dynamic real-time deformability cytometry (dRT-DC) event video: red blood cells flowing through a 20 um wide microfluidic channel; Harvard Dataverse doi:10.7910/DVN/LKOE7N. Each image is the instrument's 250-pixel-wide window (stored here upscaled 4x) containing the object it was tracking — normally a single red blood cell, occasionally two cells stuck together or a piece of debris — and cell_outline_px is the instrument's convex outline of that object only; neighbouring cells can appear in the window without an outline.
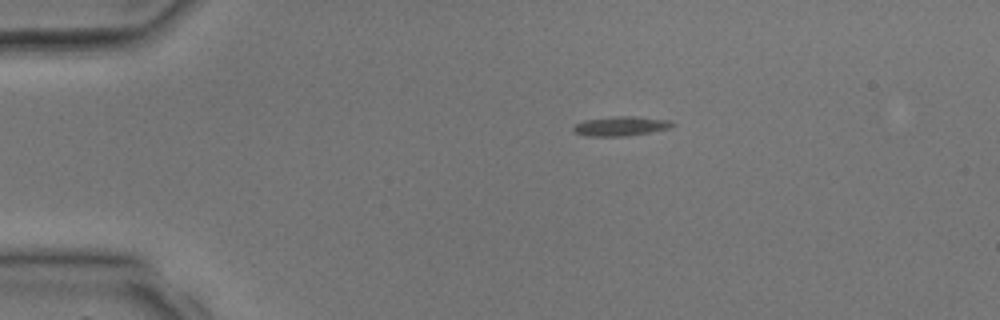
{"species": "common noctule bat (a hibernating species)", "species_latin": "Nyctalus noctula", "temperature_condition": "room temperature", "stored_images_in_passage": 2, "camera_frame_rate_fps": 3000, "um_per_image_px": 0.085, "animal": {"sex": "male", "body_mass_g": 17.9, "forearm_length_mm": 54.2}, "frame": {"image": 1, "passage_image": 1, "time_ms": 0.0, "image_size_px": [1000, 320], "cell_outline_px": [[676, 124], [672, 128], [628, 136], [584, 136], [572, 132], [572, 128], [576, 124], [584, 120], [612, 116], [636, 116], [672, 120]], "centroid_in_image_um": [52.79, 10.72], "position_along_channel_um": 32.2, "area_um2": 11.56}}